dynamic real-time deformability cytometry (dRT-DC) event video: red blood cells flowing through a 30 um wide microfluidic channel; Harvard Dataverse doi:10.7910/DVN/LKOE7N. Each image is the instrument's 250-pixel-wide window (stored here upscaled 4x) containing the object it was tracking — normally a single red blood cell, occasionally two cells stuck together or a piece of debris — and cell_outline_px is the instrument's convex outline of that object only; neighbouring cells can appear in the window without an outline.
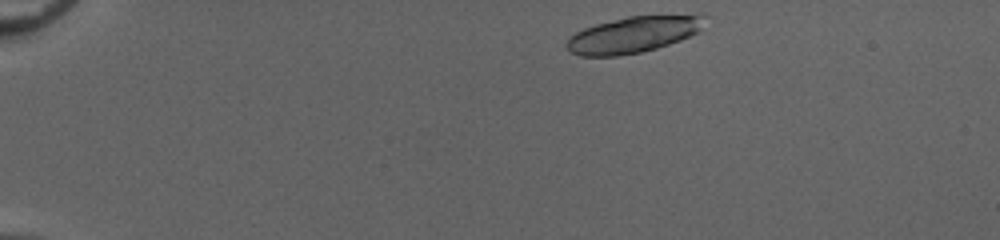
{"species": "common noctule bat (a hibernating species)", "species_latin": "Nyctalus noctula", "temperature_condition": "cold", "stored_images_in_passage": 43, "camera_frame_rate_fps": 3000, "um_per_image_px": 0.085, "animal": {"sex": "female", "body_mass_g": 20.0, "forearm_length_mm": 54.0}, "frame": {"image": 1, "passage_image": 1, "time_ms": 0.0, "image_size_px": [1000, 240], "cell_outline_px": [[704, 16], [700, 32], [680, 40], [656, 48], [640, 52], [616, 56], [580, 56], [572, 52], [564, 44], [576, 32], [584, 28], [596, 24], [628, 16], [700, 12], [704, 12]], "centroid_in_image_um": [53.92, 2.9], "position_along_channel_um": 31.1, "area_um2": 29.59}}
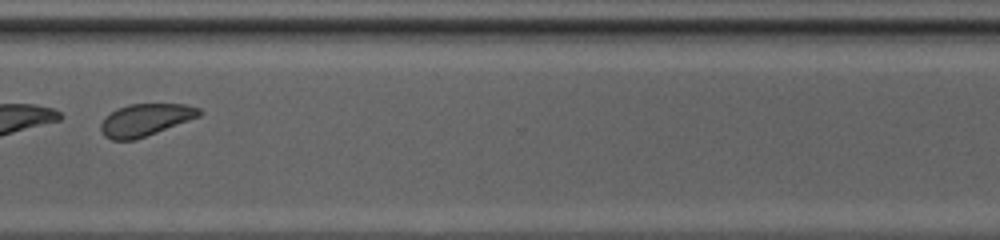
{"frame": {"image": 2, "passage_image": 33, "time_ms": 10.667, "image_size_px": [1000, 240], "cell_outline_px": [[204, 112], [200, 116], [136, 140], [112, 140], [104, 136], [100, 128], [100, 124], [104, 116], [128, 104], [184, 104], [200, 108]], "centroid_in_image_um": [12.36, 10.19], "position_along_channel_um": 358.2, "area_um2": 18.5}, "authors_computed_cell_mechanics": {"area_um2": 19.5364, "velocity_mm_per_s": 4.027, "shape_relaxation_time_tau1_ms": null, "shape_relaxation_time_tau2_ms": 1.8968, "deformation_change_tau1": null, "deformation_change_tau2": 0.0657}}